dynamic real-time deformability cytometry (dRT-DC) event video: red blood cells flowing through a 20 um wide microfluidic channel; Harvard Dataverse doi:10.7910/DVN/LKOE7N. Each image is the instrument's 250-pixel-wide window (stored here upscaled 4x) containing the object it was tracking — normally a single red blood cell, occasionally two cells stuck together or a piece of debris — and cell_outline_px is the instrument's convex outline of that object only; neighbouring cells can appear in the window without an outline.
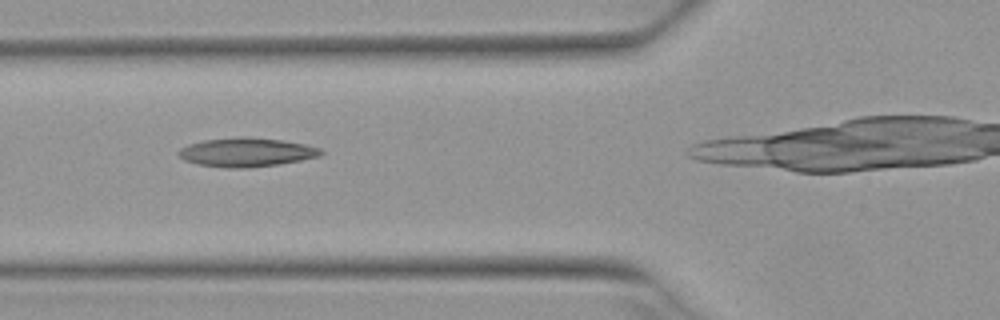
{"species": "Egyptian fruit bat (a non-hibernating species)", "species_latin": "Rousettus aegyptiacus", "temperature_condition": "warm", "stored_images_in_passage": 7, "camera_frame_rate_fps": 3000, "um_per_image_px": 0.085, "animal": {"sex": "female"}, "frame": {"image": 1, "passage_image": 4, "time_ms": 1.0, "image_size_px": [1000, 320], "cell_outline_px": [[324, 152], [320, 156], [300, 160], [276, 164], [248, 168], [228, 168], [200, 164], [184, 160], [176, 152], [180, 148], [188, 144], [204, 140], [240, 136], [248, 136], [280, 140], [304, 144], [320, 148]], "centroid_in_image_um": [20.93, 12.93], "position_along_channel_um": 104.9, "area_um2": 23.87}}